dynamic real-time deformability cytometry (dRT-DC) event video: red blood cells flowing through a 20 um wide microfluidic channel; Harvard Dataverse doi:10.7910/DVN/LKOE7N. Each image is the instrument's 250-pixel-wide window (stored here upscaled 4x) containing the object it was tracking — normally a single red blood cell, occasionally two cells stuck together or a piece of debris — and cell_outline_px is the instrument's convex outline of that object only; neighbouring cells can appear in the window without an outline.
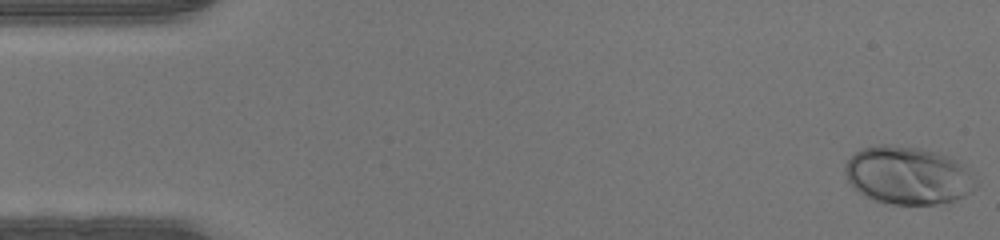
{"species": "human", "species_latin": "Homo sapiens", "temperature_condition": "warm", "stored_images_in_passage": 47, "camera_frame_rate_fps": 3000, "um_per_image_px": 0.085, "donor": {"sex": "male"}, "frame": {"image": 1, "passage_image": 1, "time_ms": 0.0, "image_size_px": [1000, 240], "cell_outline_px": [[976, 188], [972, 192], [956, 200], [944, 204], [892, 204], [876, 200], [864, 196], [848, 180], [844, 172], [844, 168], [848, 160], [856, 152], [864, 148], [884, 144], [920, 148], [936, 152], [948, 156], [964, 164], [972, 176], [976, 184]], "centroid_in_image_um": [77.2, 14.92], "position_along_channel_um": 7.8, "area_um2": 43.93}}
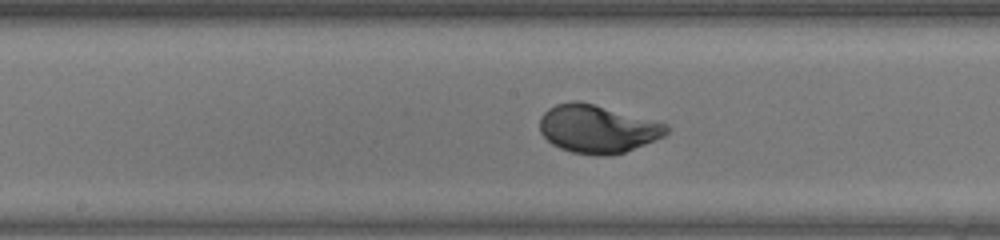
{"frame": {"image": 2, "passage_image": 24, "time_ms": 7.667, "image_size_px": [1000, 240], "cell_outline_px": [[672, 128], [664, 136], [624, 152], [608, 156], [596, 156], [572, 152], [560, 148], [552, 144], [540, 132], [540, 116], [548, 108], [556, 104], [576, 100], [580, 100], [668, 124]], "centroid_in_image_um": [50.78, 10.95], "position_along_channel_um": 197.4, "area_um2": 35.6}}
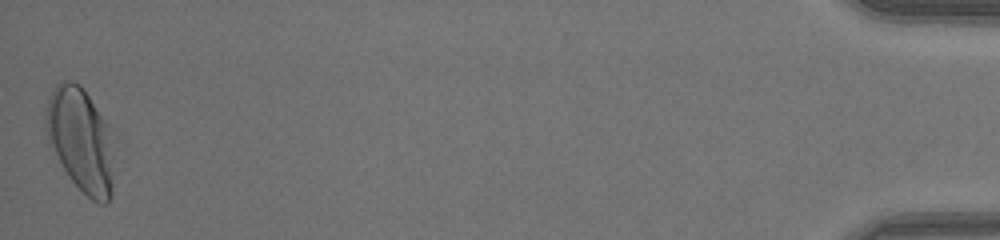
{"frame": {"image": 3, "passage_image": 47, "time_ms": 15.333, "image_size_px": [1000, 240], "cell_outline_px": [[112, 196], [104, 204], [100, 204], [92, 200], [68, 176], [48, 136], [44, 124], [48, 100], [52, 88], [60, 80], [72, 80], [80, 84], [84, 88], [104, 120], [112, 180]], "centroid_in_image_um": [6.78, 11.83], "position_along_channel_um": 428.4, "area_um2": 39.36}}